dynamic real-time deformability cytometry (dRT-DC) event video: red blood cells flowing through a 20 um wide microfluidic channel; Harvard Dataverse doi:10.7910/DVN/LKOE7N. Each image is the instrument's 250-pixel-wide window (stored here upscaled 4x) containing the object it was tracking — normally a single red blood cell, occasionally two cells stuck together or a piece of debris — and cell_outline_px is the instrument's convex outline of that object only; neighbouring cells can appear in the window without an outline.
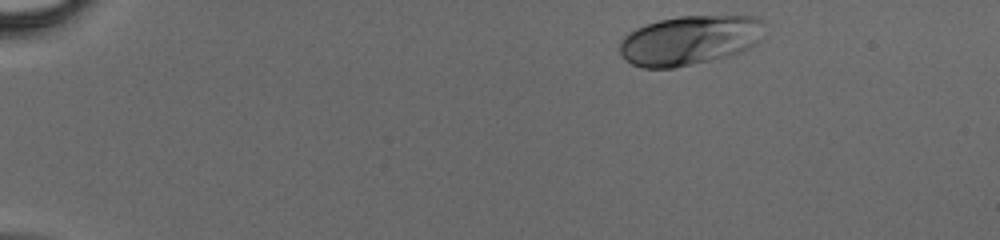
{"species": "human", "species_latin": "Homo sapiens", "temperature_condition": "cold", "stored_images_in_passage": 40, "camera_frame_rate_fps": 3000, "um_per_image_px": 0.085, "donor": {"sex": "male"}, "frame": {"image": 1, "passage_image": 1, "time_ms": 0.0, "image_size_px": [1000, 240], "cell_outline_px": [[764, 40], [740, 52], [728, 56], [672, 68], [644, 68], [632, 64], [624, 60], [620, 52], [620, 40], [628, 32], [636, 28], [660, 20], [680, 16], [756, 16], [764, 20]], "centroid_in_image_um": [58.66, 3.41], "position_along_channel_um": 26.3, "area_um2": 42.02}}
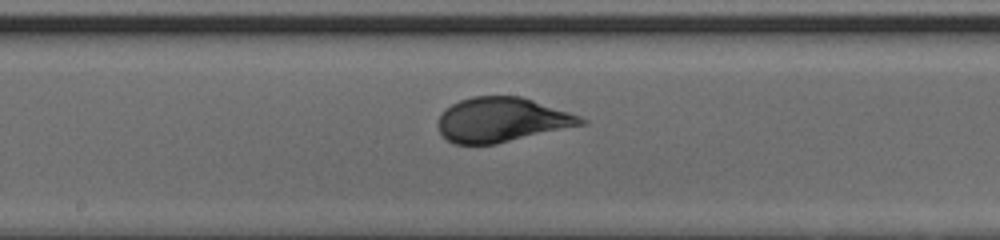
{"frame": {"image": 2, "passage_image": 20, "time_ms": 6.333, "image_size_px": [1000, 240], "cell_outline_px": [[588, 124], [496, 144], [452, 144], [440, 132], [436, 124], [440, 112], [444, 108], [460, 100], [472, 96], [520, 96], [580, 116], [588, 120]], "centroid_in_image_um": [42.63, 10.19], "position_along_channel_um": 205.6, "area_um2": 37.34}}
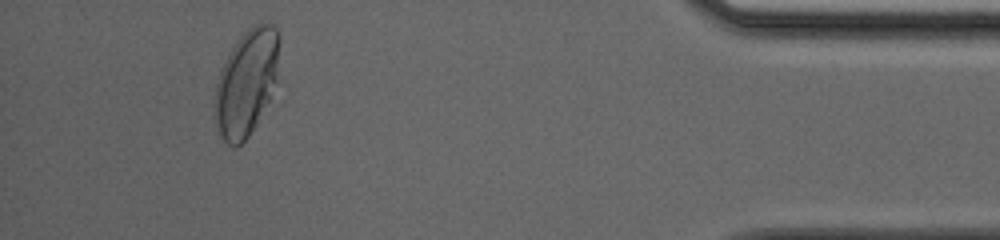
{"frame": {"image": 3, "passage_image": 37, "time_ms": 12.0, "image_size_px": [1000, 240], "cell_outline_px": [[280, 40], [276, 80], [268, 100], [256, 124], [248, 136], [236, 148], [232, 148], [220, 136], [216, 128], [212, 104], [216, 84], [220, 68], [236, 40], [248, 28], [256, 24], [272, 24], [276, 28], [280, 36]], "centroid_in_image_um": [20.9, 7.03], "position_along_channel_um": 414.3, "area_um2": 40.17}}